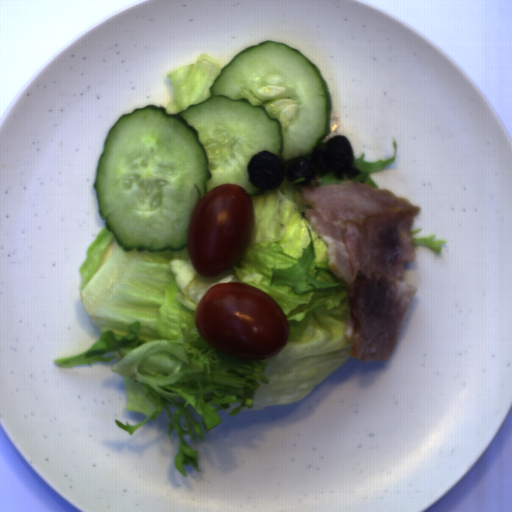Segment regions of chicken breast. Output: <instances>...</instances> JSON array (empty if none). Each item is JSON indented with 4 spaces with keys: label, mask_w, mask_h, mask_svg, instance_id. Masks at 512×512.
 Returning a JSON list of instances; mask_svg holds the SVG:
<instances>
[{
    "label": "chicken breast",
    "mask_w": 512,
    "mask_h": 512,
    "mask_svg": "<svg viewBox=\"0 0 512 512\" xmlns=\"http://www.w3.org/2000/svg\"><path fill=\"white\" fill-rule=\"evenodd\" d=\"M306 219L328 247V266L348 294L350 356L388 361L412 308L417 286L405 263L416 261L411 231L421 207L386 188L343 180L300 187Z\"/></svg>",
    "instance_id": "chicken-breast-1"
}]
</instances>
